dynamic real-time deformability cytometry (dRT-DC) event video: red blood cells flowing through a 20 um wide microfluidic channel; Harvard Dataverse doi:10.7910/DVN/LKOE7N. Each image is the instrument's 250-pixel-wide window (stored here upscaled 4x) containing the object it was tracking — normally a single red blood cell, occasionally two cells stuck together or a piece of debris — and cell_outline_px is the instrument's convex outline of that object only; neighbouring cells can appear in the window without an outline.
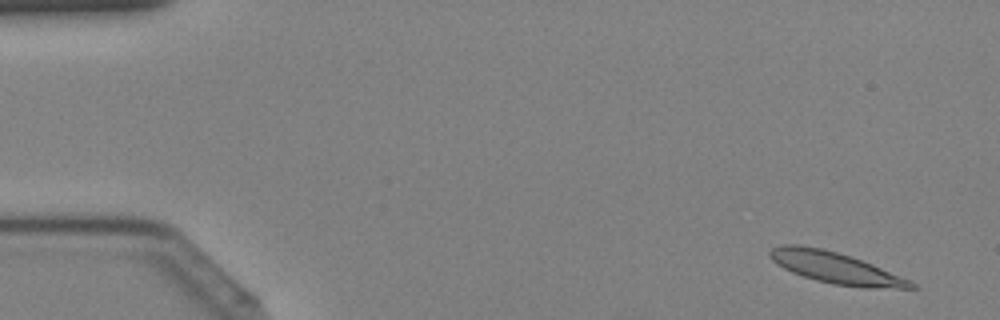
{"species": "Egyptian fruit bat (a non-hibernating species)", "species_latin": "Rousettus aegyptiacus", "temperature_condition": "cold", "stored_images_in_passage": 44, "camera_frame_rate_fps": 3000, "um_per_image_px": 0.085, "animal": {"sex": "female"}, "frame": {"image": 1, "passage_image": 3, "time_ms": 0.667, "image_size_px": [1000, 320], "cell_outline_px": [[920, 288], [864, 288], [836, 284], [816, 280], [792, 272], [784, 268], [772, 260], [768, 252], [772, 248], [780, 244], [800, 244], [824, 248], [852, 256], [872, 264], [908, 280], [916, 284]], "centroid_in_image_um": [70.99, 22.74], "position_along_channel_um": 14.0, "area_um2": 25.66}}
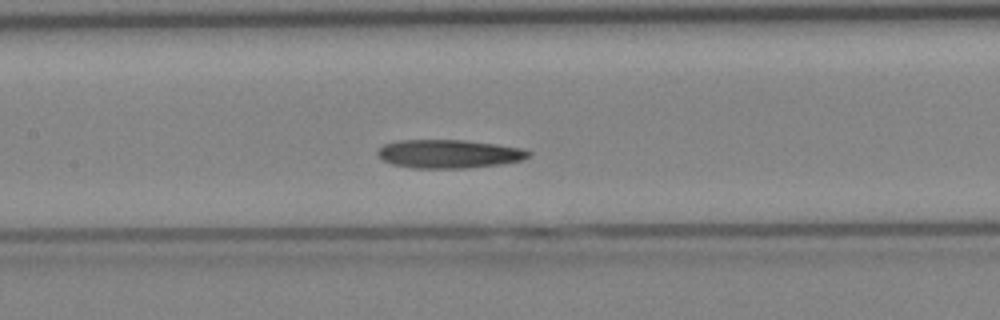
{"frame": {"image": 2, "passage_image": 21, "time_ms": 6.667, "image_size_px": [1000, 320], "cell_outline_px": [[532, 152], [528, 156], [520, 160], [500, 164], [468, 168], [412, 168], [392, 164], [384, 160], [376, 152], [384, 144], [396, 140], [464, 140], [496, 144], [524, 148]], "centroid_in_image_um": [38.16, 13.07], "position_along_channel_um": 169.2, "area_um2": 25.03}}
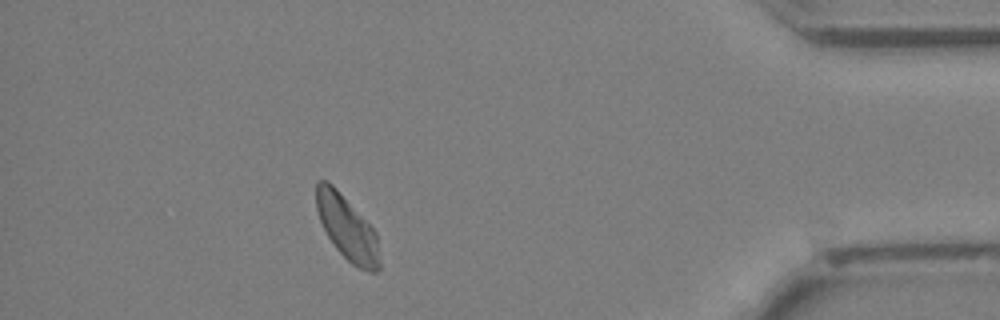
{"frame": {"image": 3, "passage_image": 39, "time_ms": 12.667, "image_size_px": [1000, 320], "cell_outline_px": [[380, 268], [376, 272], [372, 272], [360, 268], [352, 264], [336, 248], [328, 236], [320, 220], [316, 208], [316, 180], [328, 180], [336, 188], [376, 232], [380, 260]], "centroid_in_image_um": [29.5, 19.37], "position_along_channel_um": 405.7, "area_um2": 23.35}}